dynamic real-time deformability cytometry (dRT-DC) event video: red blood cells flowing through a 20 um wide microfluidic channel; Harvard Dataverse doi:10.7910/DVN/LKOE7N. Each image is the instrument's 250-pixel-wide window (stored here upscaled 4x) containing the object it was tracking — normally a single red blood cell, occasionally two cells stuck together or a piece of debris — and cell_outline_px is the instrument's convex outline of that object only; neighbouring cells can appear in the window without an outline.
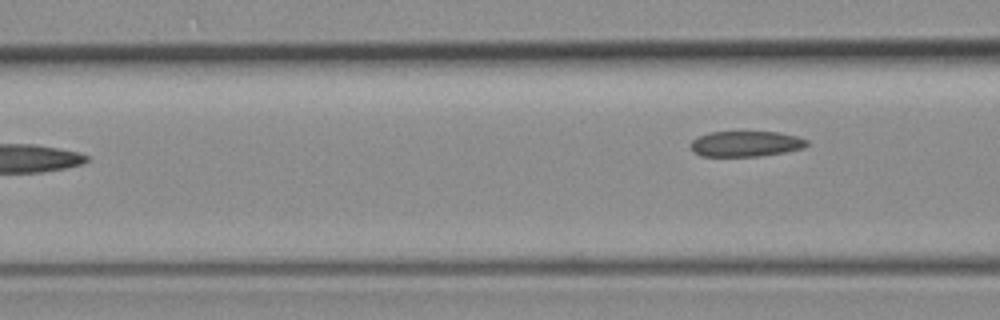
{"species": "common noctule bat (a hibernating species)", "species_latin": "Nyctalus noctula", "temperature_condition": "room temperature", "stored_images_in_passage": 6, "camera_frame_rate_fps": 3000, "um_per_image_px": 0.085, "animal": {"sex": "female", "body_mass_g": 19.3, "forearm_length_mm": 54.1}, "frame": {"image": 1, "passage_image": 6, "time_ms": 5.667, "image_size_px": [1000, 320], "cell_outline_px": [[808, 144], [804, 148], [784, 152], [756, 156], [700, 156], [692, 152], [688, 144], [692, 140], [708, 132], [780, 132], [796, 136], [808, 140]], "centroid_in_image_um": [63.35, 12.22], "position_along_channel_um": 103.2, "area_um2": 17.4}}